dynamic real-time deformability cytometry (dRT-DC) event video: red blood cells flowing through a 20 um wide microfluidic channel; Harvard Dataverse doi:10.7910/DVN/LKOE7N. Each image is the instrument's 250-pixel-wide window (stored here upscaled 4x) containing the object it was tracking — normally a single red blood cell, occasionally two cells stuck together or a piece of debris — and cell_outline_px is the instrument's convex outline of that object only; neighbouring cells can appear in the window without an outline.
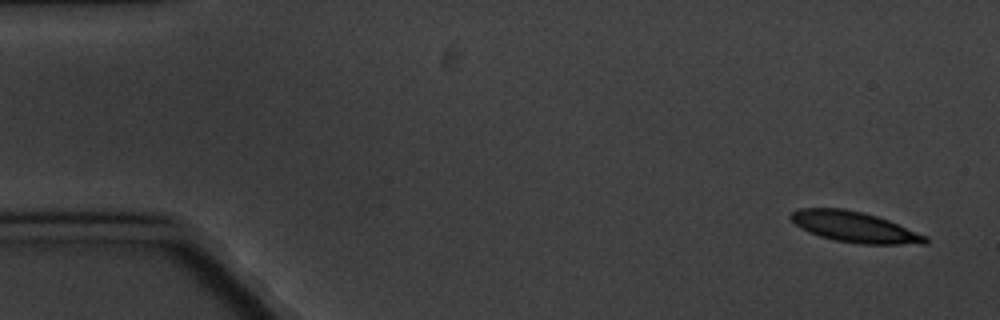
{"species": "common noctule bat (a hibernating species)", "species_latin": "Nyctalus noctula", "temperature_condition": "cold", "stored_images_in_passage": 5, "camera_frame_rate_fps": 3000, "um_per_image_px": 0.085, "animal": {"sex": "male", "body_mass_g": 20.1, "forearm_length_mm": 53.5}, "frame": {"image": 1, "passage_image": 1, "time_ms": 0.0, "image_size_px": [1000, 320], "cell_outline_px": [[928, 244], [860, 244], [836, 240], [820, 236], [808, 232], [800, 228], [788, 216], [792, 212], [800, 208], [844, 208], [864, 212], [888, 220], [928, 236]], "centroid_in_image_um": [72.64, 19.29], "position_along_channel_um": 12.4, "area_um2": 24.04}}
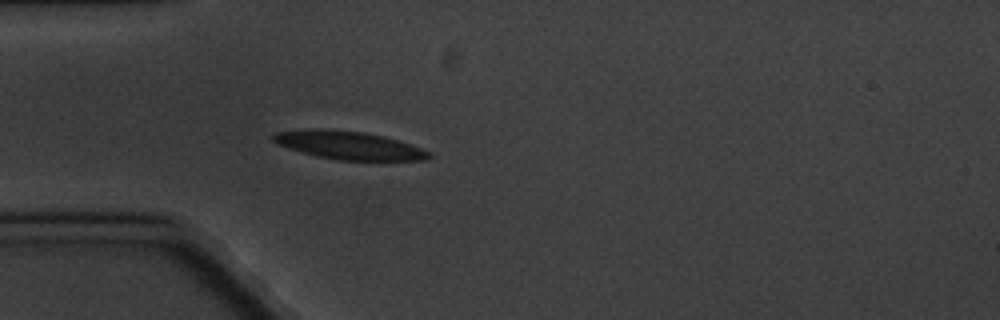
{"frame": {"image": 2, "passage_image": 5, "time_ms": 4.667, "image_size_px": [1000, 320], "cell_outline_px": [[432, 156], [428, 160], [336, 160], [316, 156], [288, 148], [276, 144], [272, 140], [272, 136], [276, 132], [312, 128], [320, 128], [364, 132], [384, 136], [432, 152]], "centroid_in_image_um": [29.62, 12.35], "position_along_channel_um": 55.4, "area_um2": 25.55}}